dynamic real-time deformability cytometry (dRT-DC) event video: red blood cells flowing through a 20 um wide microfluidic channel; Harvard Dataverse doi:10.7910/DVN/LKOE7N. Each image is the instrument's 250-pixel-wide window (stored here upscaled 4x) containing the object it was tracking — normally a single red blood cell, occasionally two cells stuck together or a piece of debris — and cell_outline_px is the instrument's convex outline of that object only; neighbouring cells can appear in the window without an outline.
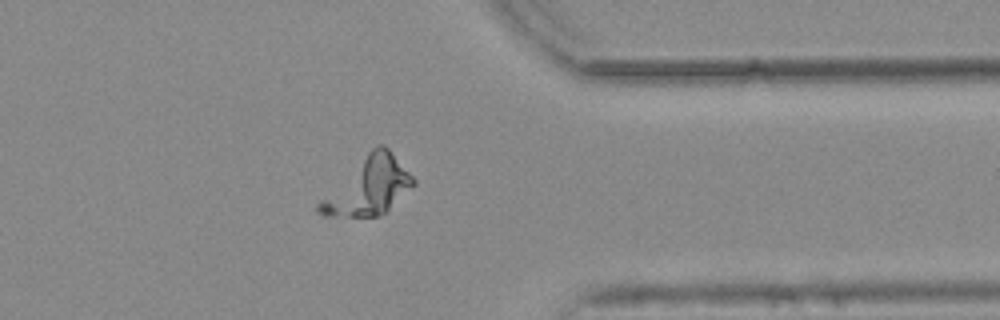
{"species": "common noctule bat (a hibernating species)", "species_latin": "Nyctalus noctula", "temperature_condition": "warm", "stored_images_in_passage": 38, "camera_frame_rate_fps": 3000, "um_per_image_px": 0.085, "animal": {"sex": "female", "body_mass_g": 25.1}, "frame": {"image": 1, "passage_image": 33, "time_ms": 10.667, "image_size_px": [1000, 320], "cell_outline_px": [[416, 184], [388, 212], [380, 216], [324, 216], [316, 212], [316, 204], [376, 144], [384, 144], [388, 148], [416, 180]], "centroid_in_image_um": [31.35, 15.87], "position_along_channel_um": 380.1, "area_um2": 31.04}}